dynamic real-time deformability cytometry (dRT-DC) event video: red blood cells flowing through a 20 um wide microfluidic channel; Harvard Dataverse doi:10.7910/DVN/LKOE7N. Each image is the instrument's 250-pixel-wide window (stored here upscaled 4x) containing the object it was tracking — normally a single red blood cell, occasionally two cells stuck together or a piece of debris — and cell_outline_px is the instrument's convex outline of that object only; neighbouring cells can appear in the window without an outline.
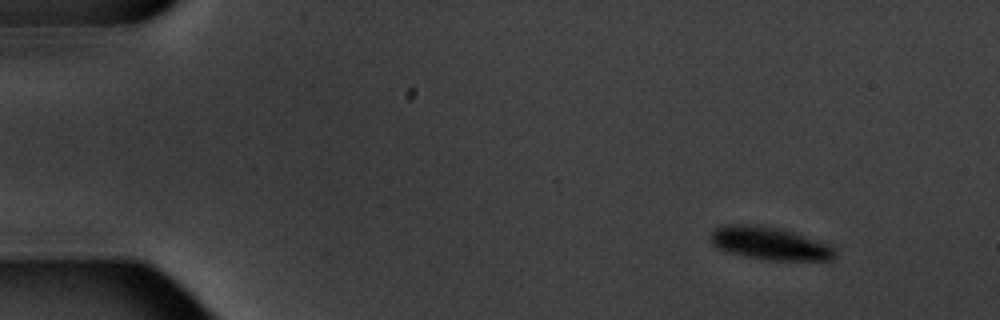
{"species": "common noctule bat (a hibernating species)", "species_latin": "Nyctalus noctula", "temperature_condition": "warm", "stored_images_in_passage": 5, "camera_frame_rate_fps": 3000, "um_per_image_px": 0.085, "animal": {"sex": "male", "body_mass_g": 20.1, "forearm_length_mm": 53.5}, "frame": {"image": 1, "passage_image": 1, "time_ms": 0.0, "image_size_px": [1000, 320], "cell_outline_px": [[836, 256], [832, 260], [768, 260], [744, 256], [728, 252], [712, 244], [708, 236], [716, 228], [724, 224], [744, 224], [780, 228], [828, 244], [836, 252]], "centroid_in_image_um": [65.39, 20.69], "position_along_channel_um": 19.6, "area_um2": 23.58}}
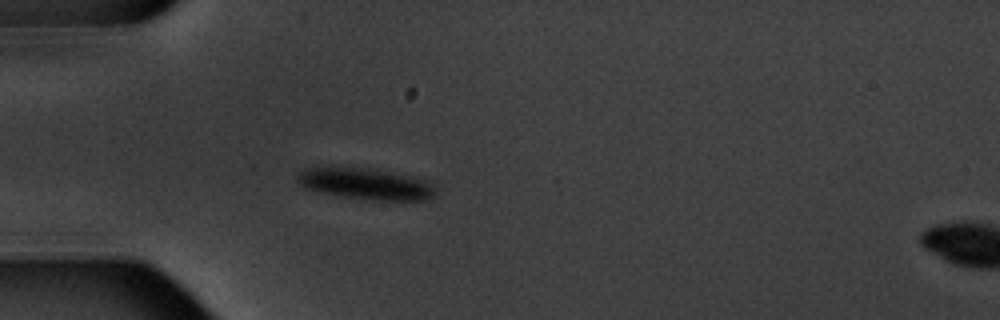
{"frame": {"image": 2, "passage_image": 4, "time_ms": 3.667, "image_size_px": [1000, 320], "cell_outline_px": [[436, 196], [428, 200], [368, 200], [344, 196], [304, 188], [296, 180], [296, 176], [300, 172], [308, 168], [364, 168], [408, 176], [424, 180], [436, 188]], "centroid_in_image_um": [31.11, 15.65], "position_along_channel_um": 53.9, "area_um2": 24.57}}